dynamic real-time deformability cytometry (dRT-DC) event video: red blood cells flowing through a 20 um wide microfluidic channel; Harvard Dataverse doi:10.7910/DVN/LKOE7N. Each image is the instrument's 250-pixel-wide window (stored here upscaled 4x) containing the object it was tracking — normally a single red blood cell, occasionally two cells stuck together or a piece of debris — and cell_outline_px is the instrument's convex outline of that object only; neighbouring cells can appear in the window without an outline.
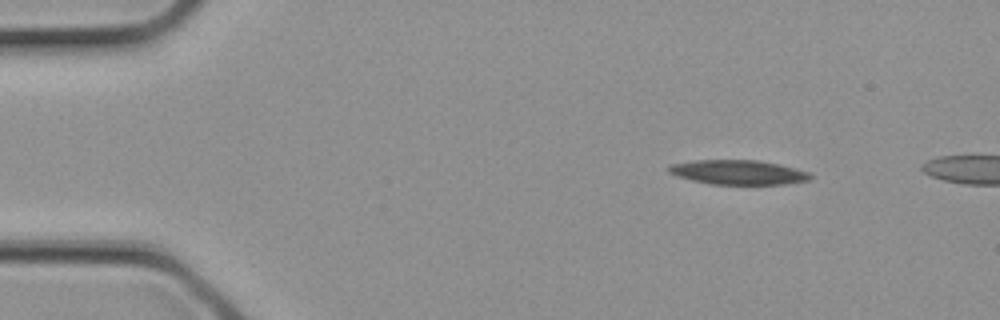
{"species": "common noctule bat (a hibernating species)", "species_latin": "Nyctalus noctula", "temperature_condition": "cold", "stored_images_in_passage": 2, "camera_frame_rate_fps": 3000, "um_per_image_px": 0.085, "animal": {"sex": "female", "body_mass_g": 21.9}, "frame": {"image": 1, "passage_image": 1, "time_ms": 0.0, "image_size_px": [1000, 320], "cell_outline_px": [[812, 180], [784, 184], [712, 184], [692, 180], [676, 176], [668, 172], [664, 168], [668, 164], [696, 160], [756, 160], [780, 164], [812, 172]], "centroid_in_image_um": [62.75, 14.64], "position_along_channel_um": 22.3, "area_um2": 20.52}}